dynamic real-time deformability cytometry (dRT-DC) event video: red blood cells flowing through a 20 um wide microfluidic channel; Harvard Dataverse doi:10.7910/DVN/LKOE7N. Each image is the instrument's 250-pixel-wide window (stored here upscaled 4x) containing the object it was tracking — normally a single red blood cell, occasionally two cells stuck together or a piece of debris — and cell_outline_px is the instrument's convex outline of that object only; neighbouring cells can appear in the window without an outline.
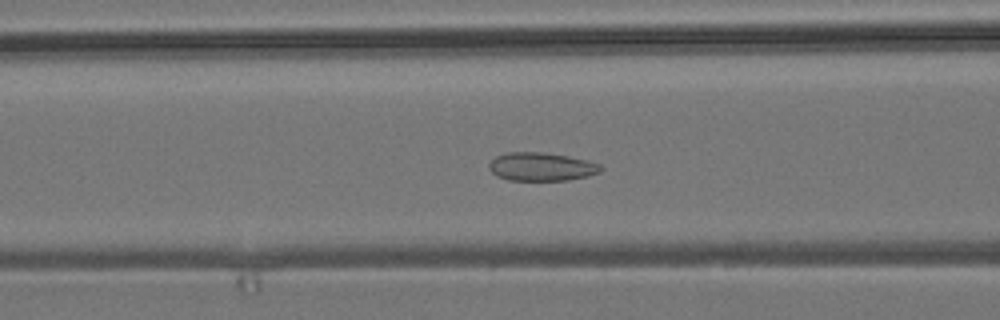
{"species": "common noctule bat (a hibernating species)", "species_latin": "Nyctalus noctula", "temperature_condition": "room temperature", "stored_images_in_passage": 52, "camera_frame_rate_fps": 3000, "um_per_image_px": 0.085, "animal": {"sex": "male", "body_mass_g": 19.2, "forearm_length_mm": 51.8}, "frame": {"image": 1, "passage_image": 19, "time_ms": 6.0, "image_size_px": [1000, 320], "cell_outline_px": [[604, 168], [600, 172], [588, 176], [568, 180], [508, 180], [496, 176], [488, 168], [488, 164], [496, 156], [508, 152], [544, 152], [568, 156], [588, 160], [600, 164]], "centroid_in_image_um": [46.03, 14.17], "position_along_channel_um": 120.6, "area_um2": 18.61}}
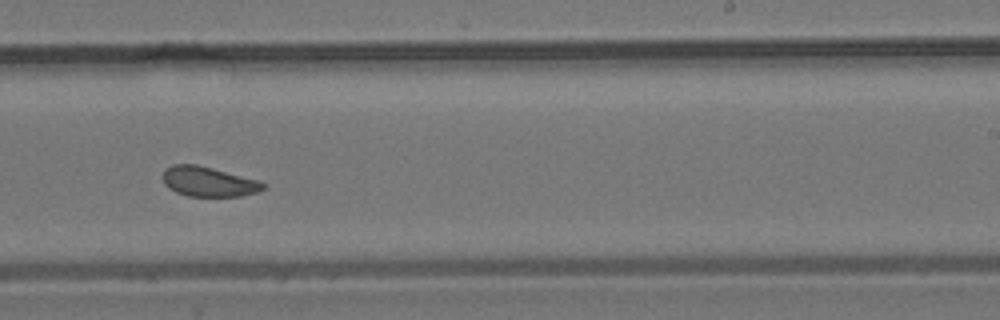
{"frame": {"image": 2, "passage_image": 31, "time_ms": 10.0, "image_size_px": [1000, 320], "cell_outline_px": [[268, 184], [264, 188], [256, 192], [240, 196], [188, 196], [176, 192], [168, 188], [164, 184], [164, 168], [172, 164], [196, 164], [260, 180]], "centroid_in_image_um": [17.73, 15.43], "position_along_channel_um": 271.3, "area_um2": 17.51}}
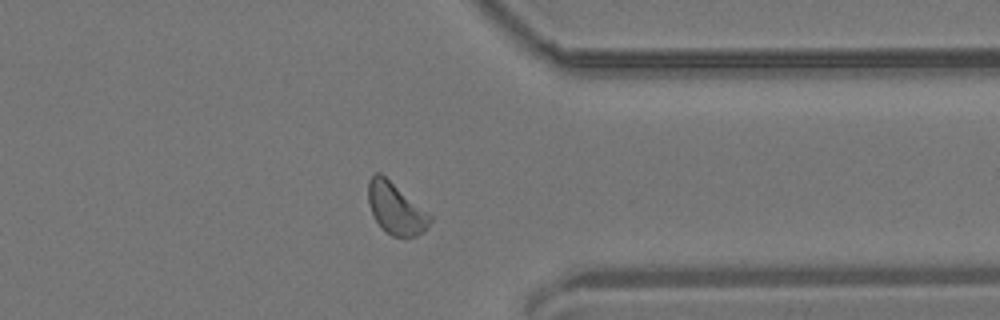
{"frame": {"image": 3, "passage_image": 40, "time_ms": 13.0, "image_size_px": [1000, 320], "cell_outline_px": [[432, 220], [428, 228], [424, 232], [416, 236], [392, 236], [376, 220], [368, 204], [368, 180], [376, 172], [380, 172], [428, 212], [432, 216]], "centroid_in_image_um": [33.66, 17.71], "position_along_channel_um": 377.7, "area_um2": 18.26}, "authors_computed_cell_mechanics": {"area_um2": 18.5827, "velocity_mm_per_s": 3.7703, "shape_relaxation_time_tau1_ms": 4.9248, "shape_relaxation_time_tau2_ms": 1.639, "deformation_change_tau1": 0.0523, "deformation_change_tau2": 0.0455}}